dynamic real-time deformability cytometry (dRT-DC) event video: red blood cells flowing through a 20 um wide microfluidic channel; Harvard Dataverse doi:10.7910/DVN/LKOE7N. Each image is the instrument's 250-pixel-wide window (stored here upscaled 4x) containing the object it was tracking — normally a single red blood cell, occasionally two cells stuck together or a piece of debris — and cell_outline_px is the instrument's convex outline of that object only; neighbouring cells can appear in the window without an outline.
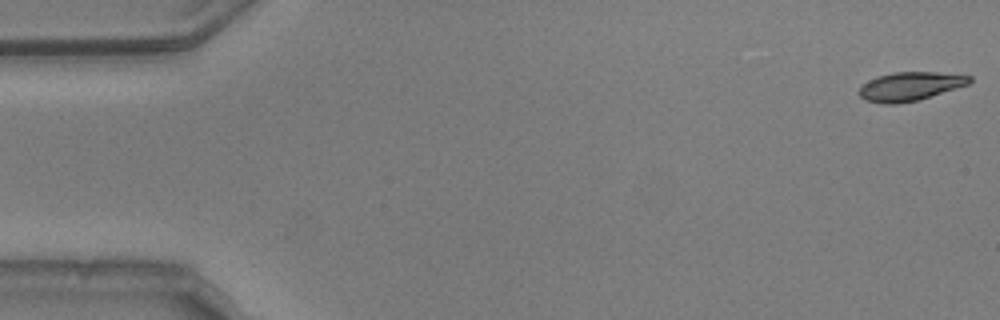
{"species": "common noctule bat (a hibernating species)", "species_latin": "Nyctalus noctula", "temperature_condition": "warm", "stored_images_in_passage": 54, "camera_frame_rate_fps": 3000, "um_per_image_px": 0.085, "animal": {"sex": "male", "body_mass_g": 20.5, "forearm_length_mm": 52.5}, "frame": {"image": 1, "passage_image": 1, "time_ms": 0.0, "image_size_px": [1000, 320], "cell_outline_px": [[972, 80], [968, 84], [920, 100], [896, 104], [884, 104], [864, 100], [860, 96], [860, 88], [868, 80], [876, 76], [896, 72], [936, 72], [972, 76]], "centroid_in_image_um": [77.35, 7.34], "position_along_channel_um": 7.7, "area_um2": 18.44}}
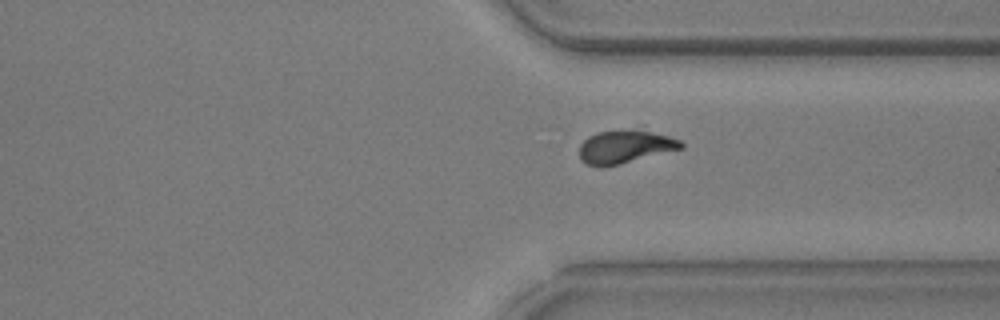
{"frame": {"image": 2, "passage_image": 40, "time_ms": 13.0, "image_size_px": [1000, 320], "cell_outline_px": [[684, 148], [620, 164], [600, 168], [588, 164], [580, 160], [580, 144], [588, 136], [596, 132], [652, 132], [668, 136], [680, 140], [684, 144]], "centroid_in_image_um": [53.11, 12.52], "position_along_channel_um": 358.3, "area_um2": 19.07}}
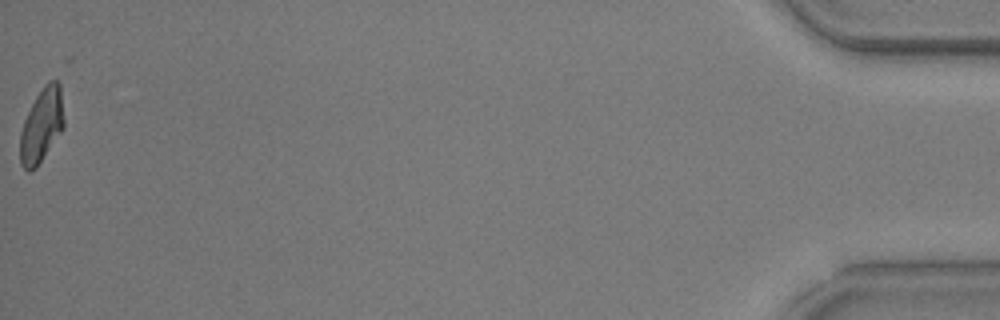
{"frame": {"image": 3, "passage_image": 54, "time_ms": 17.667, "image_size_px": [1000, 320], "cell_outline_px": [[64, 128], [36, 168], [28, 172], [20, 164], [20, 132], [24, 120], [36, 96], [44, 84], [48, 80], [56, 80], [60, 84], [64, 120]], "centroid_in_image_um": [3.54, 10.66], "position_along_channel_um": 431.7, "area_um2": 18.96}, "authors_computed_cell_mechanics": {"area_um2": 19.5075, "velocity_mm_per_s": 3.757, "shape_relaxation_time_tau1_ms": 3.2204, "shape_relaxation_time_tau2_ms": null, "deformation_change_tau1": 0.1377, "deformation_change_tau2": null}}